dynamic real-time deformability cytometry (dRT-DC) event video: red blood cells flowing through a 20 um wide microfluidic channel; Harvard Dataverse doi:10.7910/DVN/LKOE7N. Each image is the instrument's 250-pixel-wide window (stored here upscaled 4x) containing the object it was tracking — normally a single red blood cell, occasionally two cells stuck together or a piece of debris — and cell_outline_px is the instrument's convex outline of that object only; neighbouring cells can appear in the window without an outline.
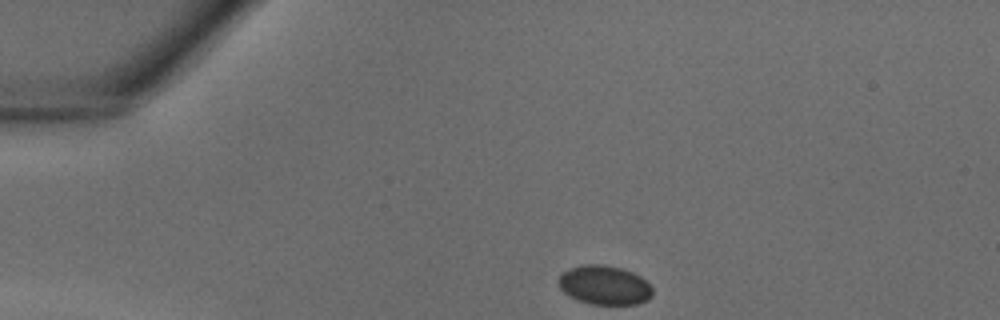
{"species": "common noctule bat (a hibernating species)", "species_latin": "Nyctalus noctula", "temperature_condition": "warm", "stored_images_in_passage": 32, "camera_frame_rate_fps": 3000, "um_per_image_px": 0.085, "animal": {"sex": "male", "body_mass_g": 18.8}, "frame": {"image": 1, "passage_image": 1, "time_ms": 0.0, "image_size_px": [1000, 320], "cell_outline_px": [[652, 296], [648, 300], [636, 304], [592, 304], [576, 300], [564, 292], [560, 288], [556, 280], [568, 268], [580, 264], [604, 264], [620, 268], [632, 272], [640, 276], [652, 288]], "centroid_in_image_um": [51.35, 24.23], "position_along_channel_um": 33.7, "area_um2": 21.56}}
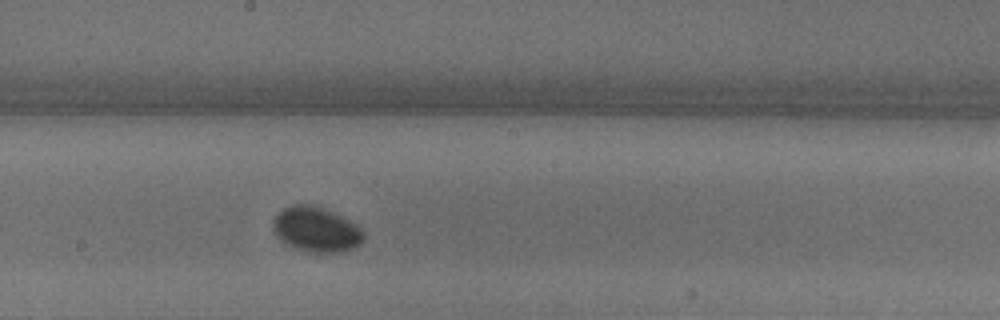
{"frame": {"image": 2, "passage_image": 15, "time_ms": 4.667, "image_size_px": [1000, 320], "cell_outline_px": [[364, 240], [356, 248], [340, 252], [312, 252], [296, 248], [280, 240], [276, 236], [272, 220], [284, 208], [292, 204], [304, 204], [320, 208], [332, 212], [356, 224], [364, 232]], "centroid_in_image_um": [26.89, 19.52], "position_along_channel_um": 221.3, "area_um2": 23.41}}
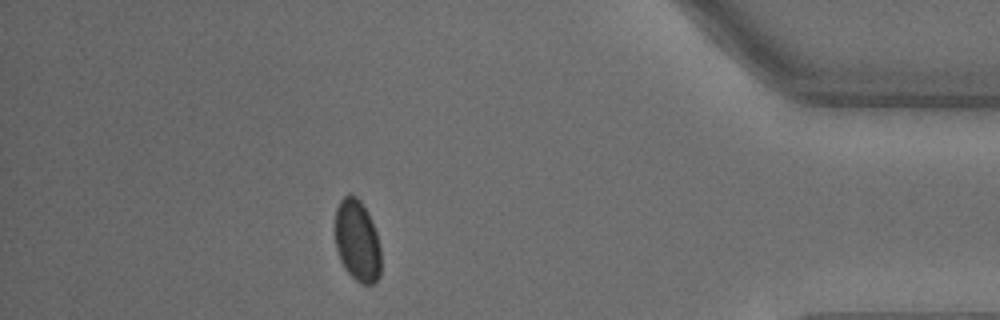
{"frame": {"image": 3, "passage_image": 28, "time_ms": 9.0, "image_size_px": [1000, 320], "cell_outline_px": [[380, 276], [376, 284], [364, 284], [356, 280], [344, 268], [340, 260], [336, 248], [336, 208], [340, 200], [344, 196], [356, 196], [360, 200], [368, 212], [376, 232], [380, 248]], "centroid_in_image_um": [30.38, 20.49], "position_along_channel_um": 404.8, "area_um2": 21.73}}